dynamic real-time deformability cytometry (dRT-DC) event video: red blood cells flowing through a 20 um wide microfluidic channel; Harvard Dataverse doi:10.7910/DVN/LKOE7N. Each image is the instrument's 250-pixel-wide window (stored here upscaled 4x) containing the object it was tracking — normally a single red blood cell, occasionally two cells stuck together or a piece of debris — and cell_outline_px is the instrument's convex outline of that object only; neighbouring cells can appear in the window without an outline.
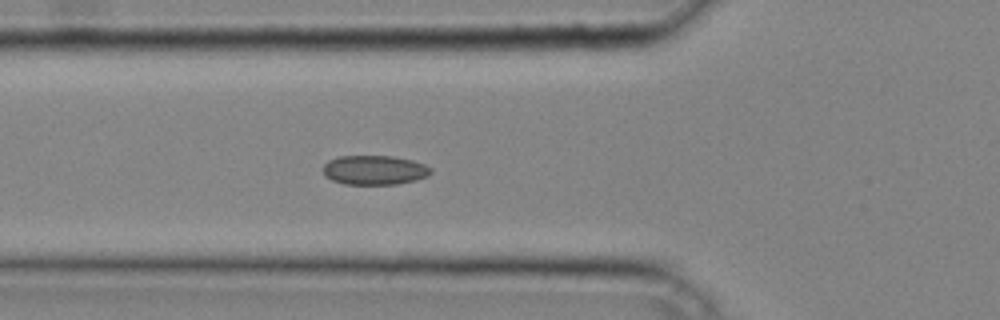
{"species": "common noctule bat (a hibernating species)", "species_latin": "Nyctalus noctula", "temperature_condition": "cold", "stored_images_in_passage": 40, "camera_frame_rate_fps": 3000, "um_per_image_px": 0.085, "animal": {"sex": "male", "body_mass_g": 20.4}, "frame": {"image": 1, "passage_image": 14, "time_ms": 4.333, "image_size_px": [1000, 320], "cell_outline_px": [[432, 172], [428, 176], [416, 180], [396, 184], [344, 184], [332, 180], [324, 176], [324, 164], [328, 160], [340, 156], [392, 156], [412, 160], [424, 164], [432, 168]], "centroid_in_image_um": [31.84, 14.45], "position_along_channel_um": 94.0, "area_um2": 18.5}}
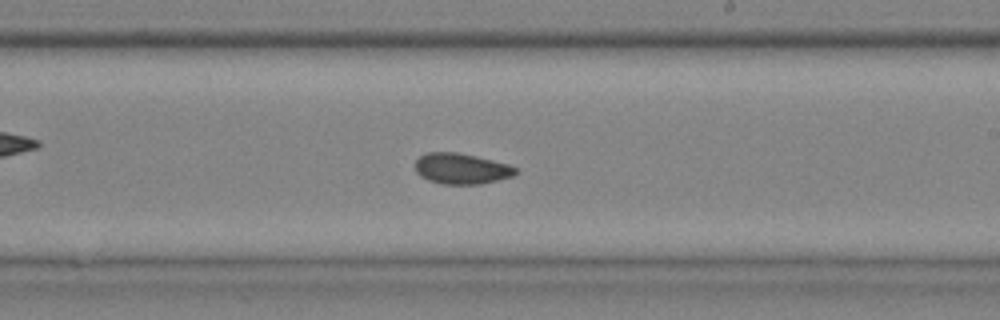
{"frame": {"image": 2, "passage_image": 24, "time_ms": 7.667, "image_size_px": [1000, 320], "cell_outline_px": [[520, 172], [512, 176], [480, 184], [444, 184], [428, 180], [420, 176], [416, 172], [416, 160], [420, 156], [428, 152], [456, 152], [476, 156], [508, 164], [516, 168]], "centroid_in_image_um": [39.22, 14.33], "position_along_channel_um": 249.8, "area_um2": 17.92}}
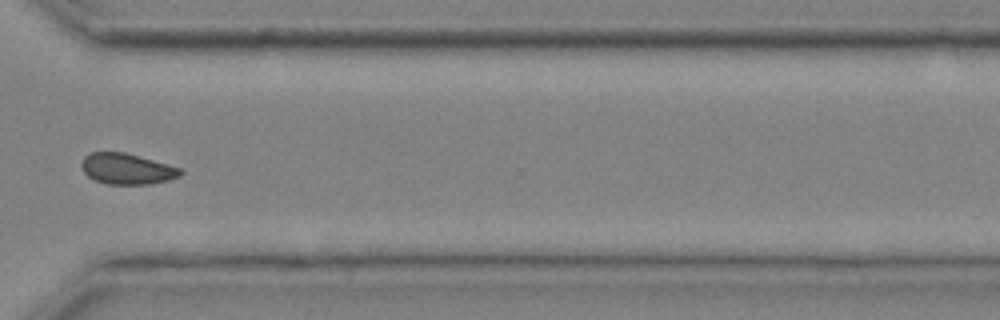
{"frame": {"image": 3, "passage_image": 31, "time_ms": 10.0, "image_size_px": [1000, 320], "cell_outline_px": [[184, 172], [180, 176], [168, 180], [148, 184], [108, 184], [96, 180], [88, 176], [84, 172], [80, 164], [84, 156], [88, 152], [124, 152], [184, 168]], "centroid_in_image_um": [10.81, 14.34], "position_along_channel_um": 359.8, "area_um2": 17.92}}